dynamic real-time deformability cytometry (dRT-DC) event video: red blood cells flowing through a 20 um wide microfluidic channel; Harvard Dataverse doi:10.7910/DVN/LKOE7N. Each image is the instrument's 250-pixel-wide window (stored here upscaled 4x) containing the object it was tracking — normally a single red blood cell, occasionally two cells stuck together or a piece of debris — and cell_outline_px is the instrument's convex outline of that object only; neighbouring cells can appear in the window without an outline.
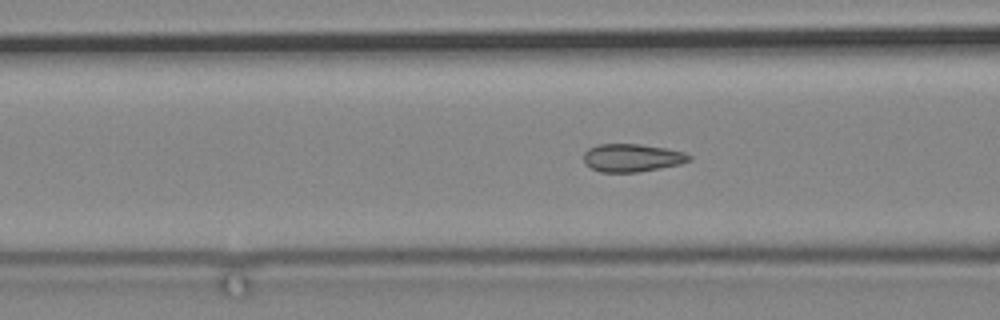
{"species": "common noctule bat (a hibernating species)", "species_latin": "Nyctalus noctula", "temperature_condition": "cold", "stored_images_in_passage": 61, "camera_frame_rate_fps": 3000, "um_per_image_px": 0.085, "animal": {"sex": "male", "body_mass_g": 19.2, "forearm_length_mm": 51.8}, "frame": {"image": 1, "passage_image": 23, "time_ms": 7.333, "image_size_px": [1000, 320], "cell_outline_px": [[692, 160], [680, 164], [660, 168], [636, 172], [600, 172], [584, 164], [584, 152], [588, 148], [600, 144], [640, 144], [664, 148], [684, 152], [692, 156]], "centroid_in_image_um": [53.72, 13.41], "position_along_channel_um": 112.9, "area_um2": 17.17}}
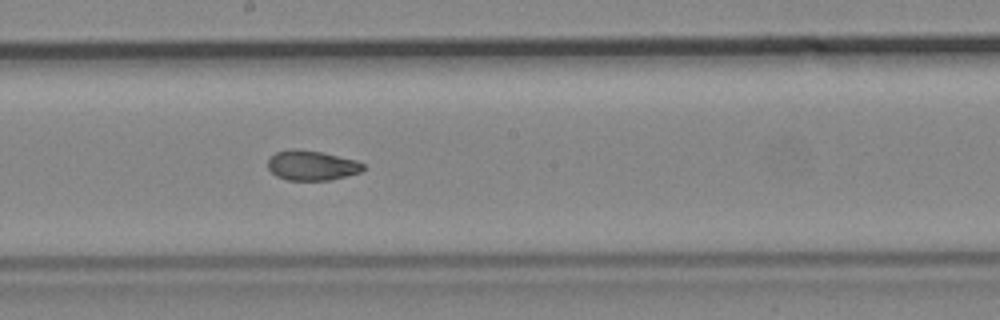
{"frame": {"image": 2, "passage_image": 33, "time_ms": 10.667, "image_size_px": [1000, 320], "cell_outline_px": [[364, 168], [360, 172], [332, 180], [288, 180], [276, 176], [268, 168], [268, 160], [276, 152], [292, 148], [296, 148], [320, 152], [356, 160], [364, 164]], "centroid_in_image_um": [26.49, 14.06], "position_along_channel_um": 221.7, "area_um2": 16.53}}
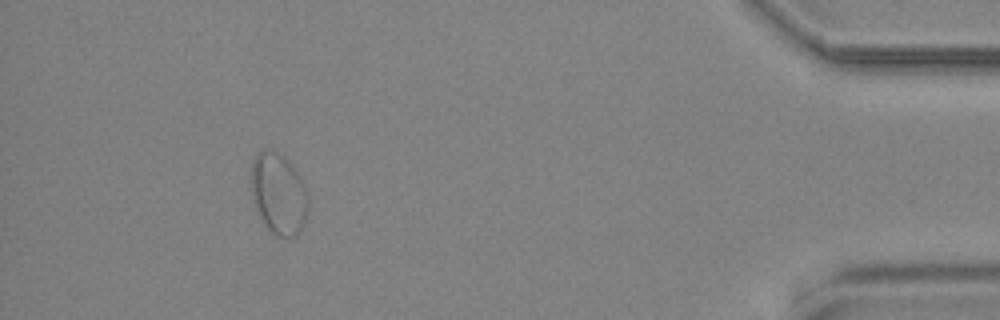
{"frame": {"image": 3, "passage_image": 56, "time_ms": 18.333, "image_size_px": [1000, 320], "cell_outline_px": [[308, 208], [300, 232], [296, 236], [276, 236], [260, 220], [252, 200], [252, 160], [256, 152], [268, 148], [284, 156], [292, 164], [304, 184], [308, 196]], "centroid_in_image_um": [23.66, 16.45], "position_along_channel_um": 411.5, "area_um2": 27.17}}